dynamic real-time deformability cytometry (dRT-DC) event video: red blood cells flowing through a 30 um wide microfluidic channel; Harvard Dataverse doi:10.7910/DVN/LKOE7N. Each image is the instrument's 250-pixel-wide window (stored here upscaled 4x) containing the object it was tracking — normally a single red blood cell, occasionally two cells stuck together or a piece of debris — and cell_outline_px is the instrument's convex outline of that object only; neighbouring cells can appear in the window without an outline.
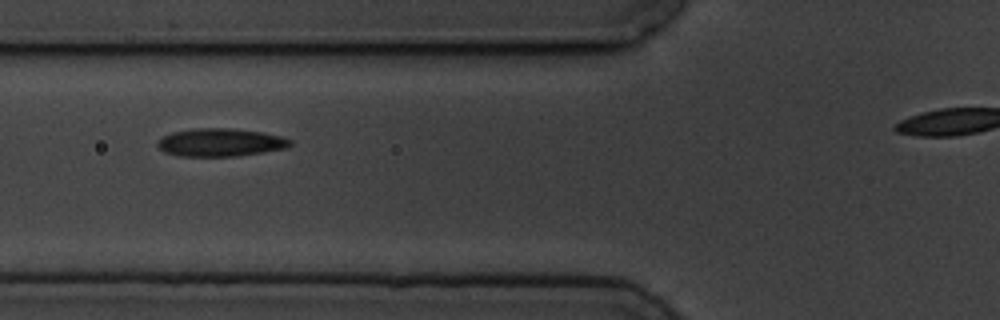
{"species": "common noctule bat (a hibernating species)", "species_latin": "Nyctalus noctula", "temperature_condition": "cold", "stored_images_in_passage": 5, "segment_of_instrument_passage": [1, 2], "camera_frame_rate_fps": 3000, "um_per_image_px": 0.085, "animal": {"sex": "male", "body_mass_g": 19.5, "forearm_length_mm": 54.6}, "frame": {"image": 1, "passage_image": 4, "time_ms": 3.333, "image_size_px": [1000, 320], "cell_outline_px": [[292, 144], [288, 148], [264, 152], [236, 156], [180, 156], [164, 152], [156, 144], [164, 136], [172, 132], [192, 128], [232, 128], [260, 132], [280, 136], [292, 140]], "centroid_in_image_um": [18.75, 12.1], "position_along_channel_um": 107.0, "area_um2": 21.62}}